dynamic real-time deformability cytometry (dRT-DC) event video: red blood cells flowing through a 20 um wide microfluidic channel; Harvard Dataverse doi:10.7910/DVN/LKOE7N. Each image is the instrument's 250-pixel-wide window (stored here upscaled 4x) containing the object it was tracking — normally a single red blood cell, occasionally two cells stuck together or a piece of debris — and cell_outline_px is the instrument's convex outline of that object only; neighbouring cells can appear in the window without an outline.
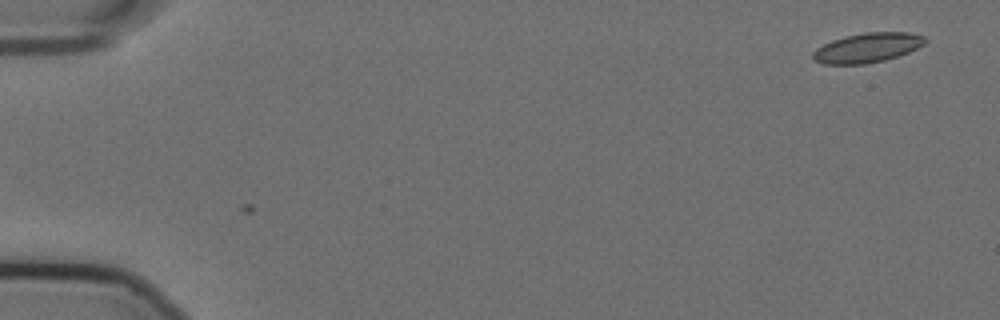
{"species": "Egyptian fruit bat (a non-hibernating species)", "species_latin": "Rousettus aegyptiacus", "temperature_condition": "cold", "stored_images_in_passage": 5, "camera_frame_rate_fps": 3000, "um_per_image_px": 0.085, "animal": {"sex": "female"}, "frame": {"image": 1, "passage_image": 5, "time_ms": 1.333, "image_size_px": [1000, 320], "cell_outline_px": [[928, 40], [924, 44], [908, 52], [884, 60], [864, 64], [824, 64], [812, 60], [812, 52], [816, 48], [832, 40], [844, 36], [864, 32], [908, 32], [924, 36]], "centroid_in_image_um": [73.7, 4.05], "position_along_channel_um": 11.3, "area_um2": 19.36}}